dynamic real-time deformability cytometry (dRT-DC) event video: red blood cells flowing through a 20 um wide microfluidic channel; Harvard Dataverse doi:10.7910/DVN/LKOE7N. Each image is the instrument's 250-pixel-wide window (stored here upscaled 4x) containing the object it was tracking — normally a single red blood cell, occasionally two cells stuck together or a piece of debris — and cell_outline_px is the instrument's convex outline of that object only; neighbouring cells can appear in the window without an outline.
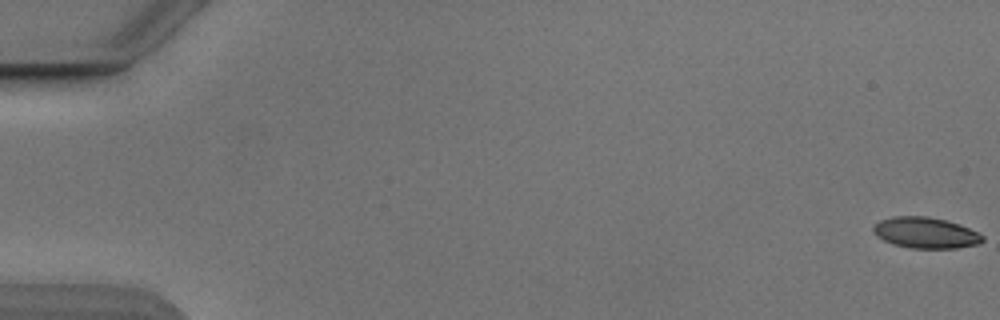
{"species": "Egyptian fruit bat (a non-hibernating species)", "species_latin": "Rousettus aegyptiacus", "temperature_condition": "cold", "stored_images_in_passage": 54, "camera_frame_rate_fps": 3000, "um_per_image_px": 0.085, "animal": {"sex": "male"}, "frame": {"image": 1, "passage_image": 1, "time_ms": 0.0, "image_size_px": [1000, 320], "cell_outline_px": [[984, 240], [976, 244], [956, 248], [912, 248], [896, 244], [884, 240], [872, 228], [880, 220], [892, 216], [928, 216], [960, 224], [980, 232], [984, 236]], "centroid_in_image_um": [78.74, 19.77], "position_along_channel_um": 6.3, "area_um2": 19.48}}
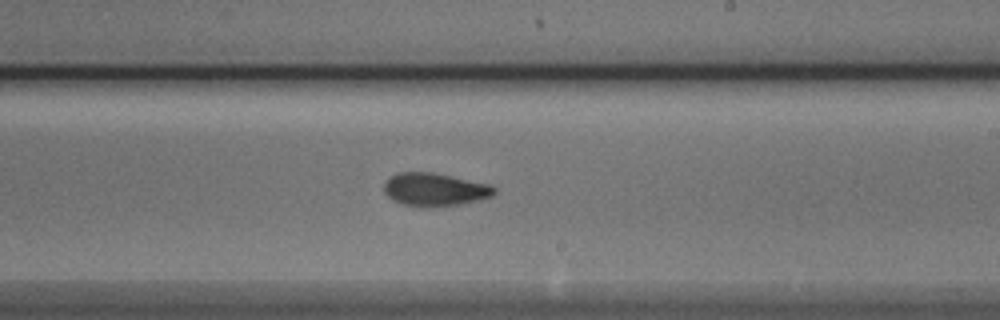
{"frame": {"image": 2, "passage_image": 33, "time_ms": 10.667, "image_size_px": [1000, 320], "cell_outline_px": [[496, 192], [492, 196], [480, 200], [460, 204], [424, 208], [404, 204], [392, 200], [384, 192], [384, 184], [396, 172], [432, 172], [488, 184], [496, 188]], "centroid_in_image_um": [36.95, 16.12], "position_along_channel_um": 252.1, "area_um2": 21.21}}
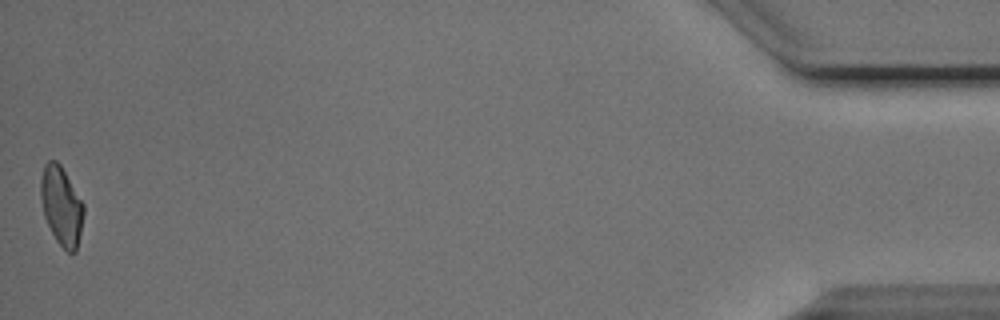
{"frame": {"image": 3, "passage_image": 54, "time_ms": 17.667, "image_size_px": [1000, 320], "cell_outline_px": [[84, 212], [76, 252], [68, 252], [56, 240], [44, 216], [40, 196], [40, 180], [44, 164], [48, 160], [56, 160], [60, 164], [84, 204]], "centroid_in_image_um": [5.21, 17.47], "position_along_channel_um": 430.0, "area_um2": 19.54}, "authors_computed_cell_mechanics": {"area_um2": 20.4034, "velocity_mm_per_s": 3.8676, "shape_relaxation_time_tau1_ms": 4.894, "shape_relaxation_time_tau2_ms": 1.9115, "deformation_change_tau1": 0.1403, "deformation_change_tau2": 0.0801}}